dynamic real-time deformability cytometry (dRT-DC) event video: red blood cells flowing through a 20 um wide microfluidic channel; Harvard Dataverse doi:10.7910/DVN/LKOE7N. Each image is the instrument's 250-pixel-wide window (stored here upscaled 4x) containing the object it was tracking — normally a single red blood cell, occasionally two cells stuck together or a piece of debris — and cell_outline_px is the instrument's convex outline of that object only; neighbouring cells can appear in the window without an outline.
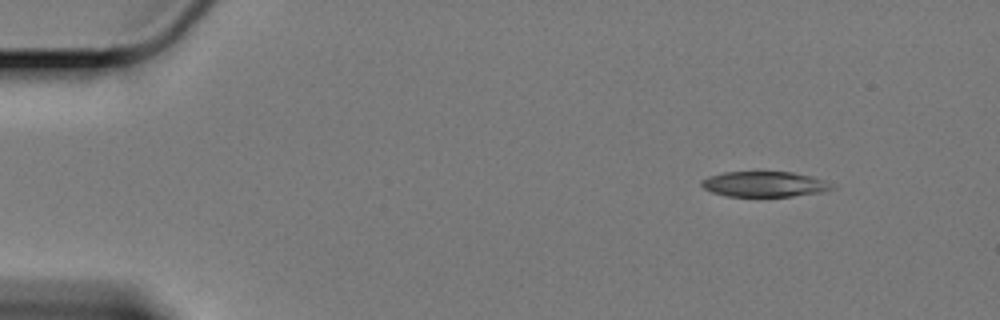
{"species": "Egyptian fruit bat (a non-hibernating species)", "species_latin": "Rousettus aegyptiacus", "temperature_condition": "cold", "stored_images_in_passage": 15, "camera_frame_rate_fps": 3000, "um_per_image_px": 0.085, "animal": {"sex": "female"}, "frame": {"image": 1, "passage_image": 1, "time_ms": 0.0, "image_size_px": [1000, 320], "cell_outline_px": [[836, 188], [828, 192], [792, 196], [728, 196], [712, 192], [704, 188], [700, 184], [700, 180], [708, 176], [724, 172], [792, 172], [812, 176], [836, 184]], "centroid_in_image_um": [65.06, 15.65], "position_along_channel_um": 19.9, "area_um2": 19.59}}
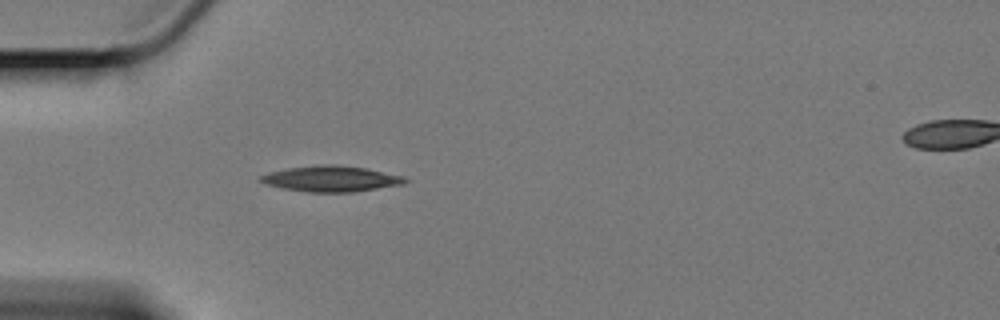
{"frame": {"image": 2, "passage_image": 12, "time_ms": 3.667, "image_size_px": [1000, 320], "cell_outline_px": [[412, 180], [404, 184], [356, 192], [308, 192], [280, 188], [256, 180], [260, 176], [272, 172], [288, 168], [324, 164], [336, 164], [368, 168], [404, 176]], "centroid_in_image_um": [28.22, 15.2], "position_along_channel_um": 56.8, "area_um2": 21.96}}